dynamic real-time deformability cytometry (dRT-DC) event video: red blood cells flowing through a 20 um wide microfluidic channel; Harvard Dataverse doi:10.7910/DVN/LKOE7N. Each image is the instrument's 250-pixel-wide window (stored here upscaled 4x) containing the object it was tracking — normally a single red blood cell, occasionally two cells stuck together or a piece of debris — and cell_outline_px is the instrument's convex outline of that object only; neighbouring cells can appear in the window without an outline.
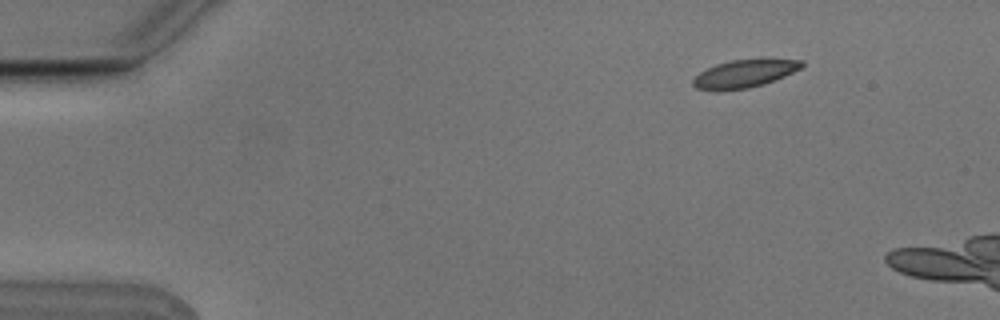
{"species": "Egyptian fruit bat (a non-hibernating species)", "species_latin": "Rousettus aegyptiacus", "temperature_condition": "cold", "stored_images_in_passage": 2, "camera_frame_rate_fps": 3000, "um_per_image_px": 0.085, "animal": {"sex": "male"}, "frame": {"image": 1, "passage_image": 1, "time_ms": 0.0, "image_size_px": [1000, 320], "cell_outline_px": [[804, 64], [800, 68], [776, 80], [764, 84], [748, 88], [720, 92], [696, 88], [692, 84], [692, 80], [700, 72], [716, 64], [732, 60], [804, 60]], "centroid_in_image_um": [63.22, 6.3], "position_along_channel_um": 21.8, "area_um2": 17.46}}